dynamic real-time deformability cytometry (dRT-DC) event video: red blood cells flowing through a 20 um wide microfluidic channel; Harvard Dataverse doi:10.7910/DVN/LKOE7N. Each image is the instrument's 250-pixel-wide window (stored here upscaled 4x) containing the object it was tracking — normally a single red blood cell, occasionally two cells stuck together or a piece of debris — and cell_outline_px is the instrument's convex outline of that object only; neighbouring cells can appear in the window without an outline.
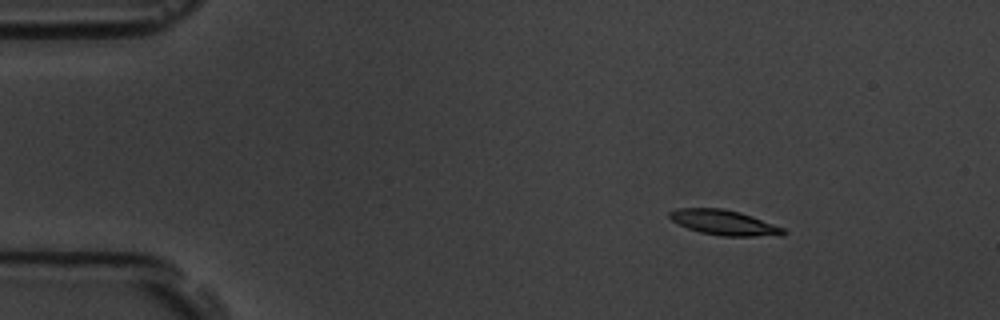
{"species": "common noctule bat (a hibernating species)", "species_latin": "Nyctalus noctula", "temperature_condition": "room temperature", "stored_images_in_passage": 5, "camera_frame_rate_fps": 3000, "um_per_image_px": 0.085, "animal": {"sex": "male", "body_mass_g": 19.5, "forearm_length_mm": 54.6}, "frame": {"image": 1, "passage_image": 2, "time_ms": 1.333, "image_size_px": [1000, 320], "cell_outline_px": [[788, 232], [784, 236], [720, 236], [700, 232], [688, 228], [672, 220], [668, 216], [668, 212], [676, 208], [724, 208], [740, 212], [752, 216], [784, 228]], "centroid_in_image_um": [61.58, 18.92], "position_along_channel_um": 23.4, "area_um2": 16.76}}
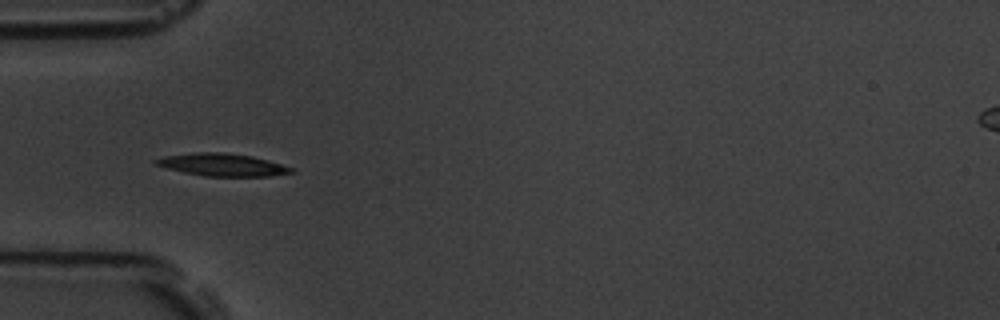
{"frame": {"image": 2, "passage_image": 5, "time_ms": 4.667, "image_size_px": [1000, 320], "cell_outline_px": [[296, 172], [268, 176], [204, 176], [184, 172], [152, 164], [152, 160], [164, 156], [196, 152], [224, 152], [252, 156], [268, 160], [296, 168]], "centroid_in_image_um": [18.91, 14.0], "position_along_channel_um": 66.1, "area_um2": 17.92}}